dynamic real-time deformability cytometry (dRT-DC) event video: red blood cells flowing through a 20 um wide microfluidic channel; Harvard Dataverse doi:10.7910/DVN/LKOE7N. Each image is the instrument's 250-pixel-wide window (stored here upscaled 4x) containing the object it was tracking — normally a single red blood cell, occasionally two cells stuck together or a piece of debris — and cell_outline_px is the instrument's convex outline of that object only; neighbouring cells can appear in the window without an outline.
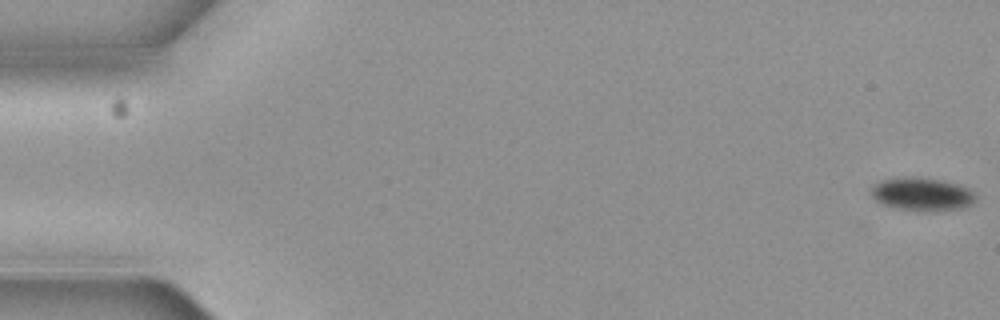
{"species": "common noctule bat (a hibernating species)", "species_latin": "Nyctalus noctula", "temperature_condition": "cold", "stored_images_in_passage": 7, "camera_frame_rate_fps": 3000, "um_per_image_px": 0.085, "animal": {"sex": "female", "body_mass_g": 19.3, "forearm_length_mm": 54.1}, "frame": {"image": 1, "passage_image": 1, "time_ms": 0.0, "image_size_px": [1000, 320], "cell_outline_px": [[976, 200], [972, 204], [960, 208], [932, 212], [920, 212], [892, 208], [880, 204], [872, 196], [872, 188], [876, 184], [884, 180], [904, 176], [916, 176], [944, 180], [968, 188], [976, 196]], "centroid_in_image_um": [78.37, 16.52], "position_along_channel_um": 6.6, "area_um2": 20.58}}
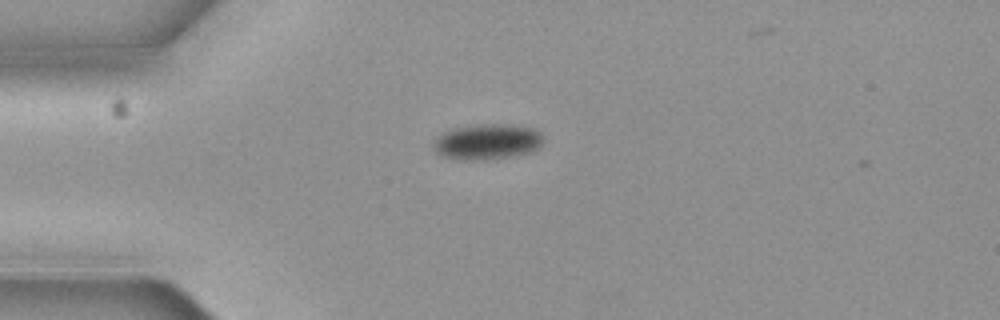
{"frame": {"image": 2, "passage_image": 7, "time_ms": 2.0, "image_size_px": [1000, 320], "cell_outline_px": [[544, 140], [540, 148], [532, 152], [516, 156], [488, 160], [456, 160], [444, 156], [432, 144], [436, 136], [448, 128], [476, 124], [508, 124], [536, 128], [544, 136]], "centroid_in_image_um": [41.46, 12.04], "position_along_channel_um": 43.5, "area_um2": 23.52}}